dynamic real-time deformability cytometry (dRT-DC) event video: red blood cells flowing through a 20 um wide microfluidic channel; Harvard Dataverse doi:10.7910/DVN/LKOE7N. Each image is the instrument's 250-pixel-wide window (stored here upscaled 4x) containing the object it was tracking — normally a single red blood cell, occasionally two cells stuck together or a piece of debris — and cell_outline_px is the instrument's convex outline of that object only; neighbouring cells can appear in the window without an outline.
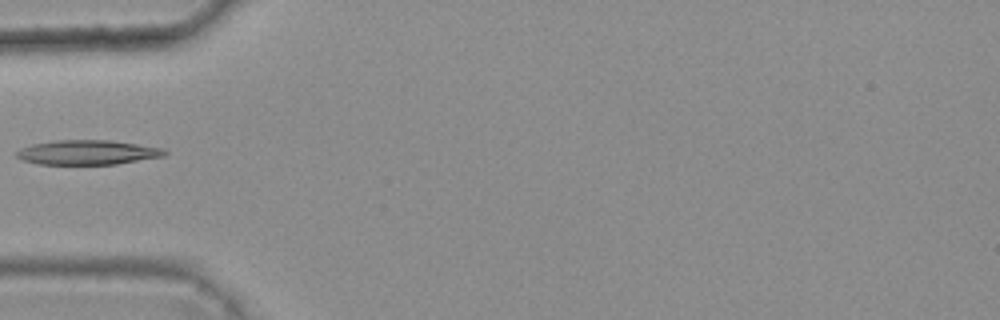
{"species": "common noctule bat (a hibernating species)", "species_latin": "Nyctalus noctula", "temperature_condition": "warm", "stored_images_in_passage": 6, "camera_frame_rate_fps": 3000, "um_per_image_px": 0.085, "animal": {"sex": "female", "body_mass_g": 25.1}, "frame": {"image": 1, "passage_image": 5, "time_ms": 1.333, "image_size_px": [1000, 320], "cell_outline_px": [[168, 152], [164, 156], [116, 164], [40, 164], [24, 160], [16, 156], [16, 152], [20, 148], [32, 144], [52, 140], [108, 140], [164, 148]], "centroid_in_image_um": [7.43, 12.95], "position_along_channel_um": 77.6, "area_um2": 21.1}}
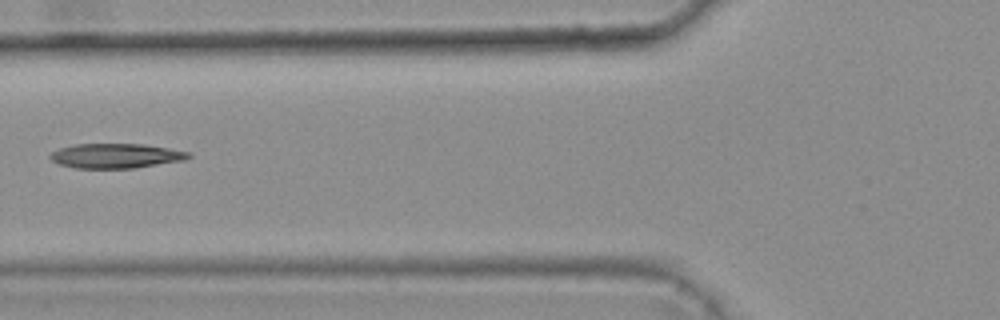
{"frame": {"image": 2, "passage_image": 6, "time_ms": 1.667, "image_size_px": [1000, 320], "cell_outline_px": [[192, 156], [184, 160], [132, 168], [76, 168], [60, 164], [52, 160], [48, 156], [52, 152], [60, 148], [76, 144], [140, 144], [168, 148], [188, 152]], "centroid_in_image_um": [9.83, 13.24], "position_along_channel_um": 116.0, "area_um2": 19.59}}